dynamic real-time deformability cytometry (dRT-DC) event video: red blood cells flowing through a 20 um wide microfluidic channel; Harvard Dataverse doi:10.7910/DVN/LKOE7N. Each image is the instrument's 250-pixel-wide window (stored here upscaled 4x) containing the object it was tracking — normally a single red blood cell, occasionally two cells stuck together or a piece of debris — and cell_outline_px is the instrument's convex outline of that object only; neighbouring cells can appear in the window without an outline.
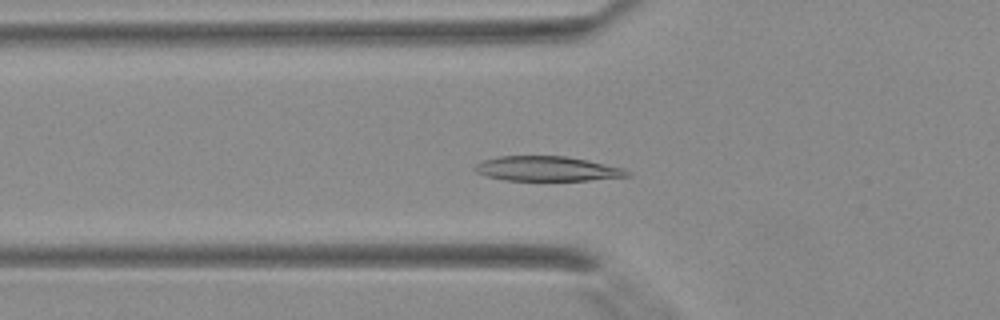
{"species": "Egyptian fruit bat (a non-hibernating species)", "species_latin": "Rousettus aegyptiacus", "temperature_condition": "warm", "stored_images_in_passage": 30, "camera_frame_rate_fps": 3000, "um_per_image_px": 0.085, "animal": {"sex": "female"}, "frame": {"image": 1, "passage_image": 6, "time_ms": 1.667, "image_size_px": [1000, 320], "cell_outline_px": [[632, 176], [588, 180], [504, 180], [484, 176], [476, 172], [472, 168], [476, 164], [484, 160], [500, 156], [564, 156], [588, 160], [624, 168], [632, 172]], "centroid_in_image_um": [46.52, 14.34], "position_along_channel_um": 79.3, "area_um2": 22.08}}
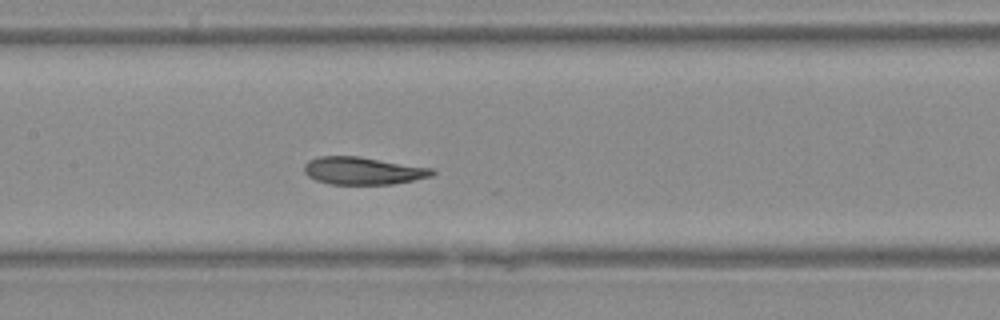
{"frame": {"image": 2, "passage_image": 12, "time_ms": 3.667, "image_size_px": [1000, 320], "cell_outline_px": [[436, 172], [432, 176], [392, 184], [328, 184], [316, 180], [308, 176], [304, 172], [304, 164], [308, 160], [320, 156], [356, 156], [432, 168]], "centroid_in_image_um": [30.81, 14.52], "position_along_channel_um": 176.6, "area_um2": 20.4}}
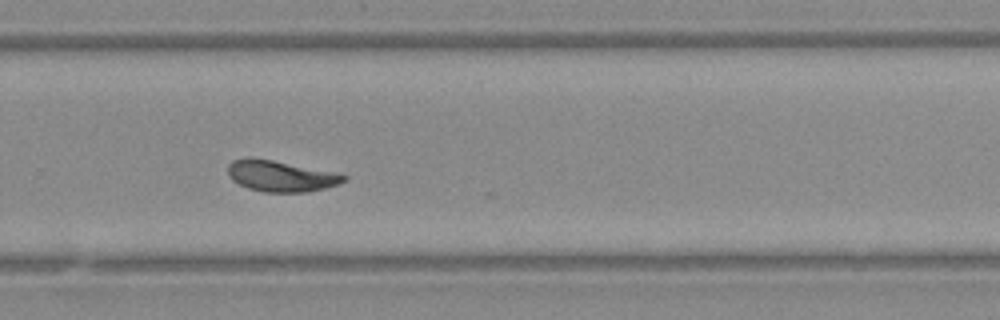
{"frame": {"image": 3, "passage_image": 20, "time_ms": 6.333, "image_size_px": [1000, 320], "cell_outline_px": [[348, 180], [324, 188], [308, 192], [264, 192], [248, 188], [232, 180], [228, 176], [228, 164], [232, 160], [272, 160], [348, 176]], "centroid_in_image_um": [23.85, 15.0], "position_along_channel_um": 305.9, "area_um2": 20.11}}